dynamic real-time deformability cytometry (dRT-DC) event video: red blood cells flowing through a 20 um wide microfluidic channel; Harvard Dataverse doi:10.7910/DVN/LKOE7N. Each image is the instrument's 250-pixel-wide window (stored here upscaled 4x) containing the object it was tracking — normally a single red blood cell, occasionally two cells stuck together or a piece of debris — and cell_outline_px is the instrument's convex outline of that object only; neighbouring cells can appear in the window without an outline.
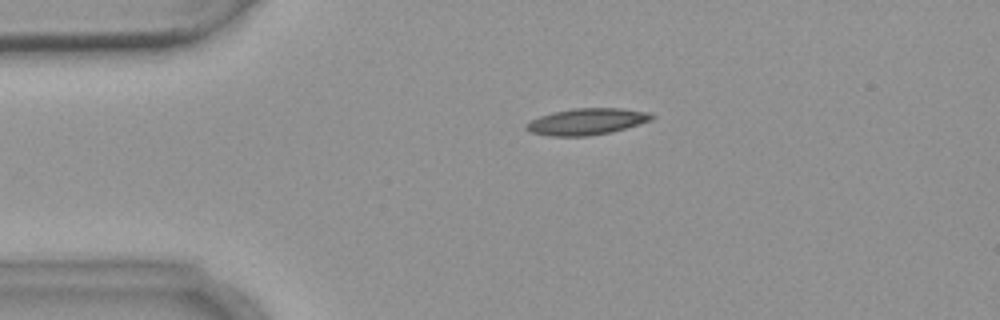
{"species": "common noctule bat (a hibernating species)", "species_latin": "Nyctalus noctula", "temperature_condition": "warm", "stored_images_in_passage": 2, "camera_frame_rate_fps": 3000, "um_per_image_px": 0.085, "animal": {"sex": "female", "body_mass_g": 18.4}, "frame": {"image": 1, "passage_image": 1, "time_ms": 0.0, "image_size_px": [1000, 320], "cell_outline_px": [[656, 116], [652, 120], [640, 124], [612, 132], [588, 136], [548, 136], [528, 132], [524, 128], [524, 124], [540, 116], [552, 112], [572, 108], [620, 108], [648, 112]], "centroid_in_image_um": [49.85, 10.34], "position_along_channel_um": 35.1, "area_um2": 19.59}}